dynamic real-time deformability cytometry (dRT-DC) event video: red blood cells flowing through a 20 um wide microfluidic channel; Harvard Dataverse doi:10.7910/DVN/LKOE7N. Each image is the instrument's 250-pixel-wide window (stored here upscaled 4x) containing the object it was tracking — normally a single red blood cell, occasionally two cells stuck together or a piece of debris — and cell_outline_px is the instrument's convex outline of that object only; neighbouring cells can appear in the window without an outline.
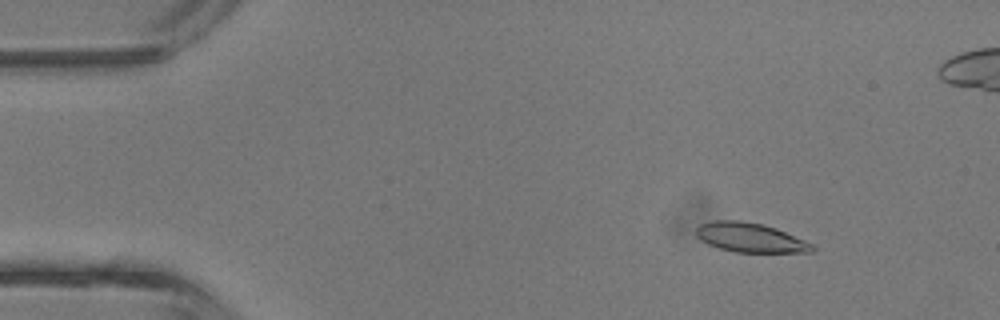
{"species": "common noctule bat (a hibernating species)", "species_latin": "Nyctalus noctula", "temperature_condition": "room temperature", "stored_images_in_passage": 45, "camera_frame_rate_fps": 3000, "um_per_image_px": 0.085, "animal": {"sex": "male", "body_mass_g": 13.3}, "frame": {"image": 1, "passage_image": 6, "time_ms": 1.667, "image_size_px": [1000, 320], "cell_outline_px": [[816, 248], [812, 252], [736, 252], [720, 248], [708, 244], [700, 240], [696, 236], [696, 228], [700, 224], [716, 220], [740, 220], [764, 224], [776, 228], [816, 244]], "centroid_in_image_um": [63.81, 20.19], "position_along_channel_um": 21.2, "area_um2": 20.06}}
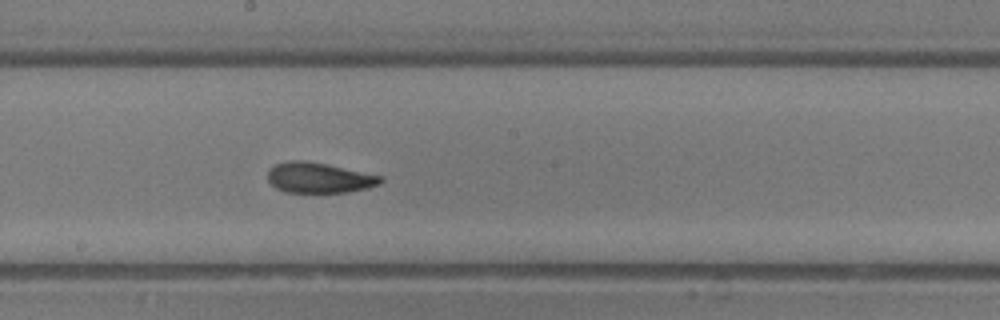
{"frame": {"image": 2, "passage_image": 24, "time_ms": 7.667, "image_size_px": [1000, 320], "cell_outline_px": [[384, 180], [380, 184], [368, 188], [348, 192], [284, 192], [276, 188], [268, 180], [268, 168], [276, 164], [288, 160], [304, 160], [384, 176]], "centroid_in_image_um": [27.12, 15.11], "position_along_channel_um": 221.1, "area_um2": 20.0}}
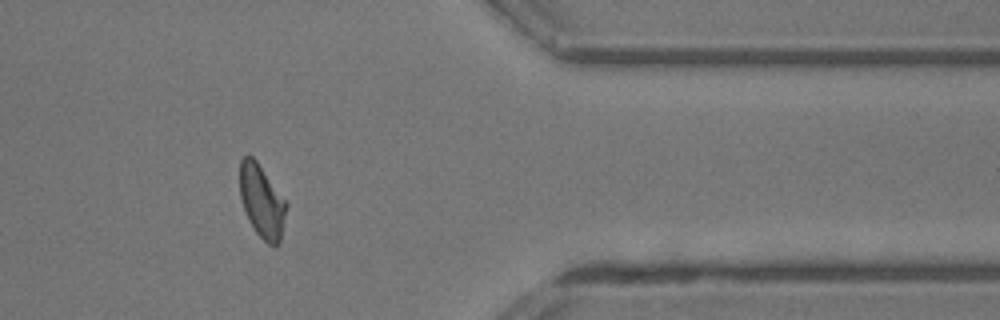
{"frame": {"image": 3, "passage_image": 36, "time_ms": 11.667, "image_size_px": [1000, 320], "cell_outline_px": [[288, 204], [280, 240], [276, 248], [268, 244], [256, 232], [248, 220], [240, 196], [240, 160], [244, 156], [252, 156], [256, 160], [288, 200]], "centroid_in_image_um": [22.29, 17.1], "position_along_channel_um": 389.1, "area_um2": 20.06}, "authors_computed_cell_mechanics": {"area_um2": 19.941, "velocity_mm_per_s": 4.7323, "shape_relaxation_time_tau1_ms": 4.5486, "shape_relaxation_time_tau2_ms": 1.3348, "deformation_change_tau1": 0.1837, "deformation_change_tau2": 0.0898}}